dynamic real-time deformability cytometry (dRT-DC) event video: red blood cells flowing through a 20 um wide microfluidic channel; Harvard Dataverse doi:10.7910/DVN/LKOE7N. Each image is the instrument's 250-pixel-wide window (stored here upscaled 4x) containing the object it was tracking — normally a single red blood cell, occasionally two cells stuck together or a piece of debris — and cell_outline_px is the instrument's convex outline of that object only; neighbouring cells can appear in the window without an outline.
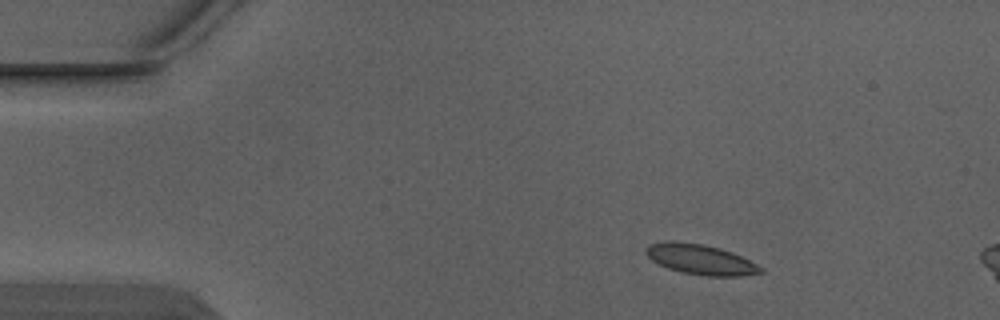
{"species": "Egyptian fruit bat (a non-hibernating species)", "species_latin": "Rousettus aegyptiacus", "temperature_condition": "warm", "stored_images_in_passage": 4, "camera_frame_rate_fps": 3000, "um_per_image_px": 0.085, "animal": {"sex": "male"}, "frame": {"image": 1, "passage_image": 1, "time_ms": 0.0, "image_size_px": [1000, 320], "cell_outline_px": [[764, 272], [740, 276], [708, 276], [680, 272], [668, 268], [652, 260], [644, 252], [644, 248], [648, 244], [668, 240], [672, 240], [704, 244], [720, 248], [732, 252], [764, 268]], "centroid_in_image_um": [59.51, 22.04], "position_along_channel_um": 25.5, "area_um2": 20.29}}